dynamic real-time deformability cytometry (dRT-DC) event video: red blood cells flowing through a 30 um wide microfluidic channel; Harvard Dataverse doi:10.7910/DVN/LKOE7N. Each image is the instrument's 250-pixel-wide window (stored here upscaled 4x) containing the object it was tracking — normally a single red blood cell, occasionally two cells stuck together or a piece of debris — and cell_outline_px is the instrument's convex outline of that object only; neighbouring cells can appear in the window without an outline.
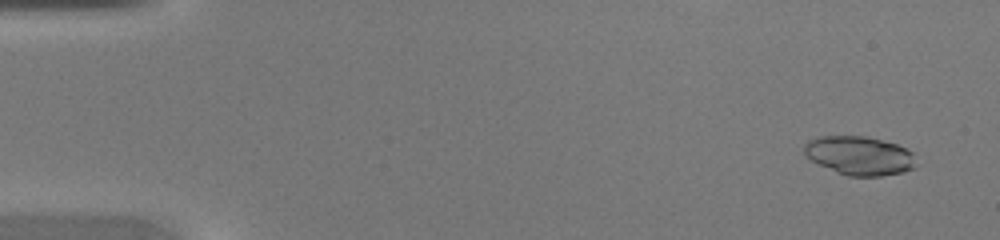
{"species": "common noctule bat (a hibernating species)", "species_latin": "Nyctalus noctula", "temperature_condition": "warm", "stored_images_in_passage": 45, "camera_frame_rate_fps": 3000, "um_per_image_px": 0.085, "animal": {"sex": "female", "body_mass_g": 20.0, "forearm_length_mm": 54.0}, "frame": {"image": 1, "passage_image": 3, "time_ms": 0.667, "image_size_px": [1000, 240], "cell_outline_px": [[916, 168], [904, 172], [880, 176], [848, 176], [836, 172], [804, 156], [804, 144], [808, 140], [820, 136], [868, 136], [896, 144], [912, 152]], "centroid_in_image_um": [73.04, 13.23], "position_along_channel_um": 12.0, "area_um2": 25.32}}
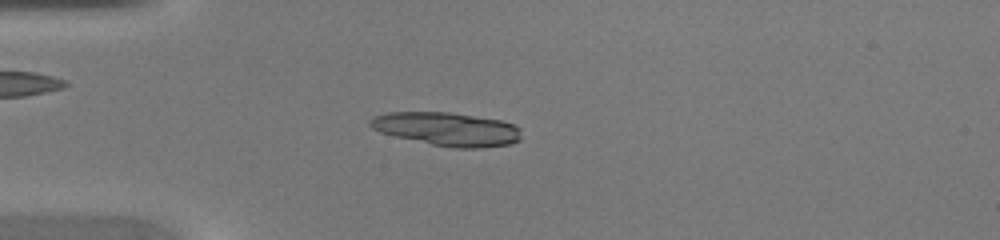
{"frame": {"image": 2, "passage_image": 13, "time_ms": 4.0, "image_size_px": [1000, 240], "cell_outline_px": [[520, 140], [512, 144], [480, 148], [456, 148], [432, 144], [396, 136], [380, 132], [372, 128], [368, 124], [368, 120], [376, 116], [388, 112], [452, 112], [500, 120], [512, 124], [520, 128]], "centroid_in_image_um": [38.02, 10.97], "position_along_channel_um": 47.0, "area_um2": 29.42}}